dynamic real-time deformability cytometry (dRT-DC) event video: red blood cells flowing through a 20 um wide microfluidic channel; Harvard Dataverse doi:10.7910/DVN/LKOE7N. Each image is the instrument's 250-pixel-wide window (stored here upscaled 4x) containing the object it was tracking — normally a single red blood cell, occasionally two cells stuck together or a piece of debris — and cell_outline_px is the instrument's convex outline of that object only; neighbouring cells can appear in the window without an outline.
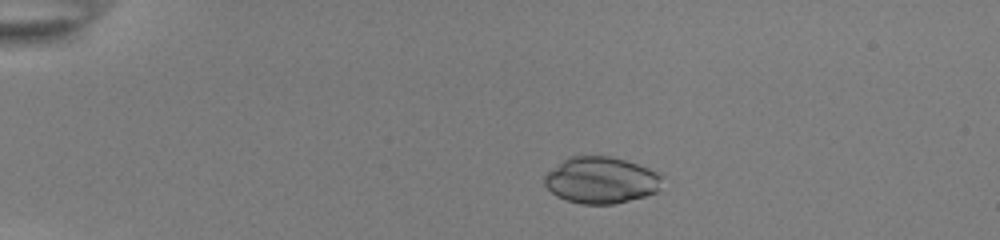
{"species": "common noctule bat (a hibernating species)", "species_latin": "Nyctalus noctula", "temperature_condition": "room temperature", "stored_images_in_passage": 50, "camera_frame_rate_fps": 3000, "um_per_image_px": 0.085, "animal": {"sex": "female", "body_mass_g": 22.0, "forearm_length_mm": 56.7}, "frame": {"image": 1, "passage_image": 9, "time_ms": 2.667, "image_size_px": [1000, 240], "cell_outline_px": [[664, 176], [656, 192], [644, 196], [616, 204], [580, 204], [556, 196], [544, 184], [544, 176], [548, 172], [568, 156], [608, 156], [624, 160], [648, 168]], "centroid_in_image_um": [51.08, 15.32], "position_along_channel_um": 33.9, "area_um2": 31.73}}